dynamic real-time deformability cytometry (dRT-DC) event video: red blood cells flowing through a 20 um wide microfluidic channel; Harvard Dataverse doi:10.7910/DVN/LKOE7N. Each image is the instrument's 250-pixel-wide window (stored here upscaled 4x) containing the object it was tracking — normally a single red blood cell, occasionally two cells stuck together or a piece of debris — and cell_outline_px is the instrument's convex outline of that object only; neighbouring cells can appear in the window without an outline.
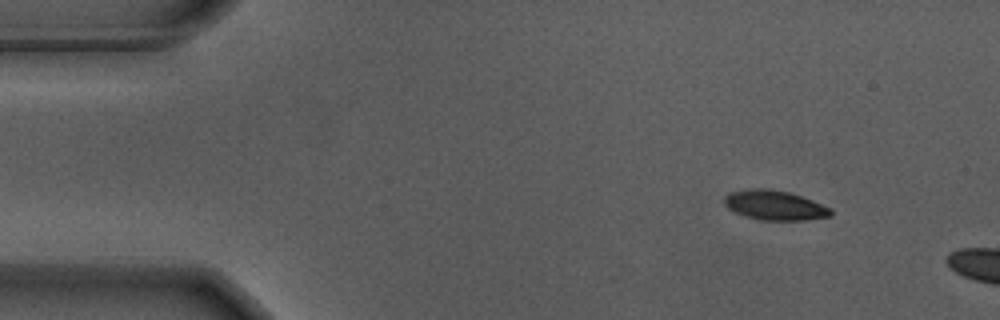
{"species": "Egyptian fruit bat (a non-hibernating species)", "species_latin": "Rousettus aegyptiacus", "temperature_condition": "warm", "stored_images_in_passage": 8, "camera_frame_rate_fps": 3000, "um_per_image_px": 0.085, "animal": {"sex": "male"}, "frame": {"image": 1, "passage_image": 1, "time_ms": 0.0, "image_size_px": [1000, 320], "cell_outline_px": [[832, 216], [804, 220], [760, 220], [736, 212], [728, 208], [724, 204], [724, 196], [732, 192], [752, 188], [768, 188], [788, 192], [812, 200], [832, 208]], "centroid_in_image_um": [65.87, 17.44], "position_along_channel_um": 19.1, "area_um2": 18.26}}